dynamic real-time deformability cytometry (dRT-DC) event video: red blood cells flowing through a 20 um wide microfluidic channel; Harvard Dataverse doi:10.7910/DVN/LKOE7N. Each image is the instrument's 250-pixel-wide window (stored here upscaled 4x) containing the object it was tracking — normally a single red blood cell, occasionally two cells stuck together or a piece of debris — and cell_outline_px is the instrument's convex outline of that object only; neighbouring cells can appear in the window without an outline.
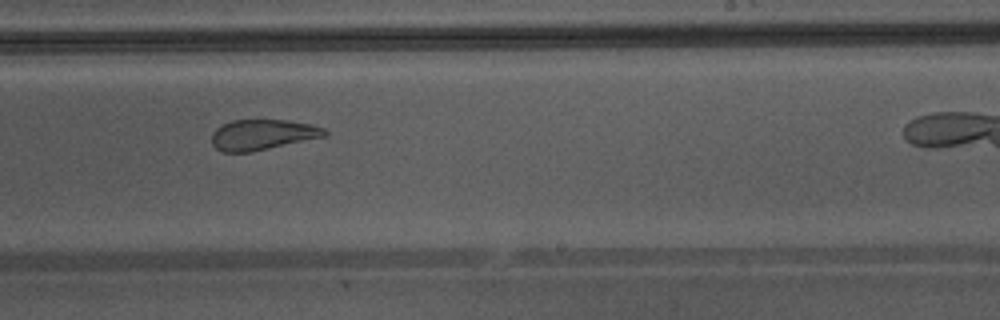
{"species": "Egyptian fruit bat (a non-hibernating species)", "species_latin": "Rousettus aegyptiacus", "temperature_condition": "warm", "stored_images_in_passage": 30, "camera_frame_rate_fps": 3000, "um_per_image_px": 0.085, "animal": {"sex": "male"}, "frame": {"image": 1, "passage_image": 18, "time_ms": 5.667, "image_size_px": [1000, 320], "cell_outline_px": [[328, 136], [252, 152], [224, 152], [216, 148], [212, 144], [212, 132], [216, 128], [232, 120], [288, 120], [312, 124], [324, 128], [328, 132]], "centroid_in_image_um": [22.35, 11.45], "position_along_channel_um": 266.6, "area_um2": 20.23}, "authors_computed_cell_mechanics": {"area_um2": 21.9929, "velocity_mm_per_s": 4.3486, "shape_relaxation_time_tau1_ms": null, "shape_relaxation_time_tau2_ms": 0.9851, "deformation_change_tau1": null, "deformation_change_tau2": 0.0943}}